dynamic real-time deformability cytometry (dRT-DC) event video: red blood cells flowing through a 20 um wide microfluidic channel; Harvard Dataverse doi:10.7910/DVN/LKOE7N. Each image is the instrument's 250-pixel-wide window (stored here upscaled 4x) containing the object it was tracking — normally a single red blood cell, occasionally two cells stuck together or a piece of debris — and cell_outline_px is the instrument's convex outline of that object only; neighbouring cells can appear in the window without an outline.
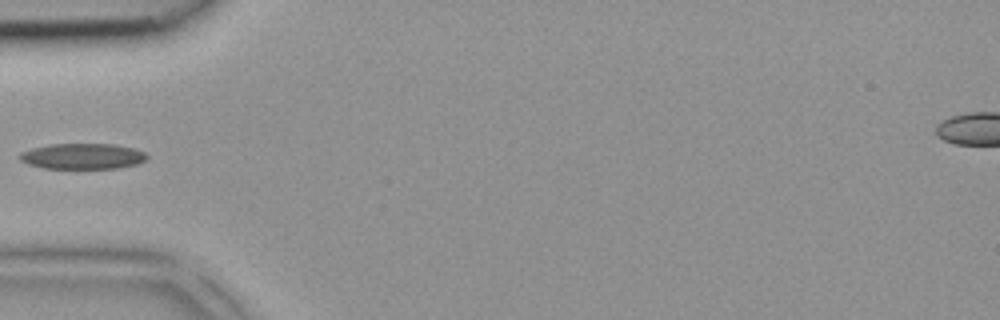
{"species": "common noctule bat (a hibernating species)", "species_latin": "Nyctalus noctula", "temperature_condition": "room temperature", "stored_images_in_passage": 2, "camera_frame_rate_fps": 3000, "um_per_image_px": 0.085, "animal": {"sex": "female", "body_mass_g": 18.4}, "frame": {"image": 1, "passage_image": 1, "time_ms": 0.0, "image_size_px": [1000, 320], "cell_outline_px": [[148, 156], [144, 160], [136, 164], [116, 168], [44, 168], [28, 164], [20, 160], [16, 156], [20, 152], [32, 148], [52, 144], [112, 144], [132, 148], [144, 152]], "centroid_in_image_um": [6.96, 13.28], "position_along_channel_um": 78.0, "area_um2": 18.9}}